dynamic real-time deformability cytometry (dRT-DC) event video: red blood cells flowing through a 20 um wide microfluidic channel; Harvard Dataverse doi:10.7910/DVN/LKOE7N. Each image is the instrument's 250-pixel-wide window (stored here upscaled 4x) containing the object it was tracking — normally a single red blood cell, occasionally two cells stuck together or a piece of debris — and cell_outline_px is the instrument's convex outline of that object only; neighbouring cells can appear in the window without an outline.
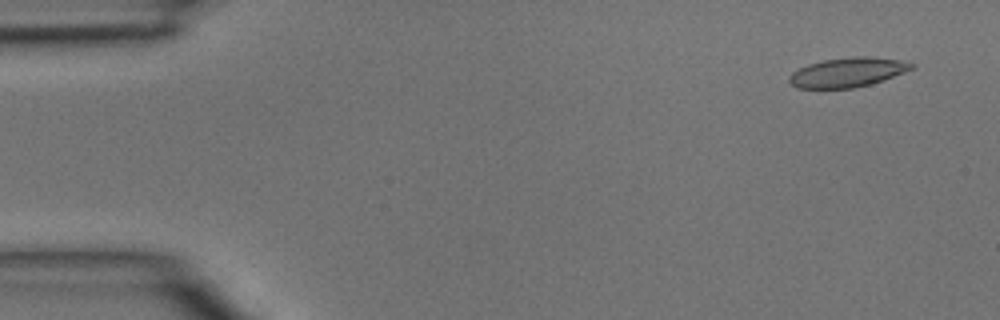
{"species": "common noctule bat (a hibernating species)", "species_latin": "Nyctalus noctula", "temperature_condition": "room temperature", "stored_images_in_passage": 4, "camera_frame_rate_fps": 3000, "um_per_image_px": 0.085, "animal": {"sex": "male", "body_mass_g": 15.6}, "frame": {"image": 1, "passage_image": 1, "time_ms": 0.0, "image_size_px": [1000, 320], "cell_outline_px": [[916, 68], [872, 84], [852, 88], [796, 88], [788, 80], [788, 76], [792, 72], [808, 64], [824, 60], [852, 56], [868, 56], [900, 60], [916, 64]], "centroid_in_image_um": [72.07, 6.14], "position_along_channel_um": 12.9, "area_um2": 21.1}}
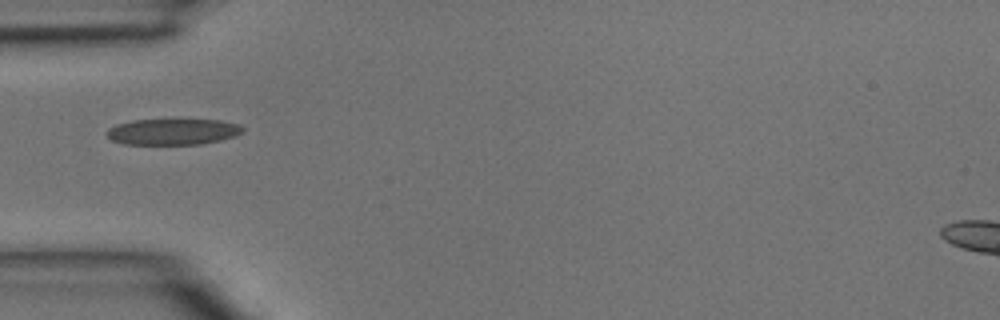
{"frame": {"image": 2, "passage_image": 4, "time_ms": 1.0, "image_size_px": [1000, 320], "cell_outline_px": [[244, 132], [236, 136], [220, 140], [200, 144], [124, 144], [112, 140], [104, 132], [108, 128], [116, 124], [132, 120], [220, 120], [240, 124], [244, 128]], "centroid_in_image_um": [14.7, 11.19], "position_along_channel_um": 70.3, "area_um2": 20.75}}